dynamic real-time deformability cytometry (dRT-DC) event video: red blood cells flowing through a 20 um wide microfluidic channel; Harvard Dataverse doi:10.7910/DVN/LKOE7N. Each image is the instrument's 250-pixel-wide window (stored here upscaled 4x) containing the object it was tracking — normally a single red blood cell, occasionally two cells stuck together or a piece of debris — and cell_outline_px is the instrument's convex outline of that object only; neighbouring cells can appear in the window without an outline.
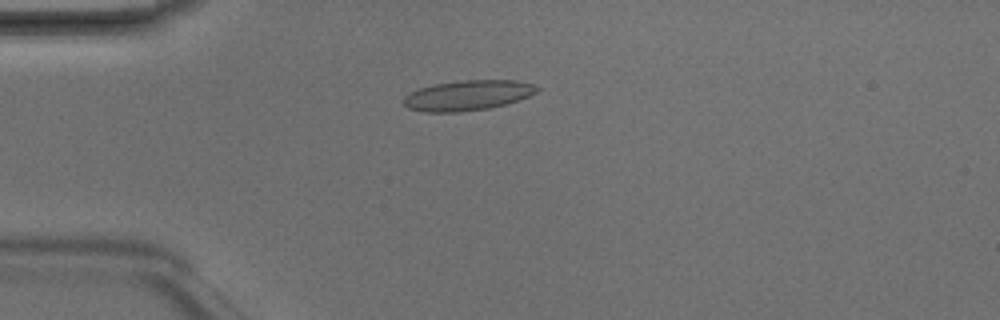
{"species": "Egyptian fruit bat (a non-hibernating species)", "species_latin": "Rousettus aegyptiacus", "temperature_condition": "room temperature", "stored_images_in_passage": 3, "camera_frame_rate_fps": 3000, "um_per_image_px": 0.085, "animal": {"sex": "male"}, "frame": {"image": 1, "passage_image": 3, "time_ms": 0.667, "image_size_px": [1000, 320], "cell_outline_px": [[540, 88], [536, 92], [520, 100], [488, 108], [460, 112], [424, 112], [408, 108], [404, 104], [404, 96], [408, 92], [420, 88], [436, 84], [464, 80], [516, 80], [532, 84]], "centroid_in_image_um": [39.74, 8.11], "position_along_channel_um": 45.3, "area_um2": 23.35}}